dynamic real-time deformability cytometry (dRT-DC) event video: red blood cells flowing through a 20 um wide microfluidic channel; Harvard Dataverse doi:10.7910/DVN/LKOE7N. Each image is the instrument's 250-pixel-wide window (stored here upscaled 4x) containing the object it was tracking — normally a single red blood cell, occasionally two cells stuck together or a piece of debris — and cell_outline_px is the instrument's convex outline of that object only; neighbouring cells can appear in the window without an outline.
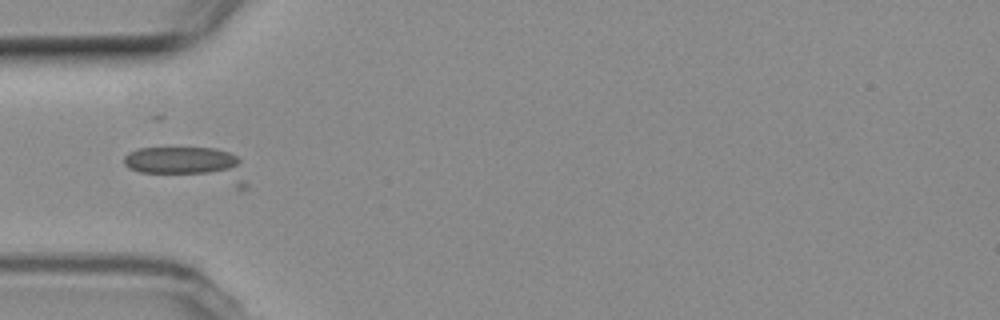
{"species": "common noctule bat (a hibernating species)", "species_latin": "Nyctalus noctula", "temperature_condition": "room temperature", "stored_images_in_passage": 12, "camera_frame_rate_fps": 3000, "um_per_image_px": 0.085, "animal": {"sex": "female", "body_mass_g": 19.3, "forearm_length_mm": 54.1}, "frame": {"image": 1, "passage_image": 5, "time_ms": 1.333, "image_size_px": [1000, 320], "cell_outline_px": [[248, 188], [240, 192], [140, 172], [128, 168], [124, 164], [124, 156], [128, 152], [140, 148], [216, 148], [228, 152], [236, 156], [240, 160], [248, 184]], "centroid_in_image_um": [16.22, 14.11], "position_along_channel_um": 68.8, "area_um2": 26.88}}